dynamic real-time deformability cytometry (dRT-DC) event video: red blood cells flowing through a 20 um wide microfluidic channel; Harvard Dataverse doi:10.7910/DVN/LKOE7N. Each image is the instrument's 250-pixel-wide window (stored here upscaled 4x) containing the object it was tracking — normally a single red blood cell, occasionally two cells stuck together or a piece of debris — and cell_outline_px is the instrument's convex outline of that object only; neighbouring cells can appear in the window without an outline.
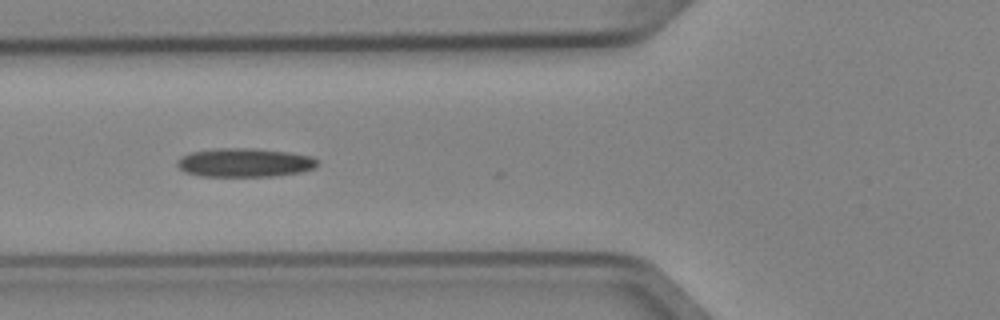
{"species": "Egyptian fruit bat (a non-hibernating species)", "species_latin": "Rousettus aegyptiacus", "temperature_condition": "cold", "stored_images_in_passage": 8, "camera_frame_rate_fps": 3000, "um_per_image_px": 0.085, "animal": {"sex": "female"}, "frame": {"image": 1, "passage_image": 5, "time_ms": 1.333, "image_size_px": [1000, 320], "cell_outline_px": [[316, 164], [312, 168], [300, 172], [272, 176], [200, 176], [184, 172], [176, 164], [176, 160], [180, 156], [188, 152], [216, 148], [256, 148], [288, 152], [312, 156], [316, 160]], "centroid_in_image_um": [20.71, 13.81], "position_along_channel_um": 105.1, "area_um2": 23.58}}
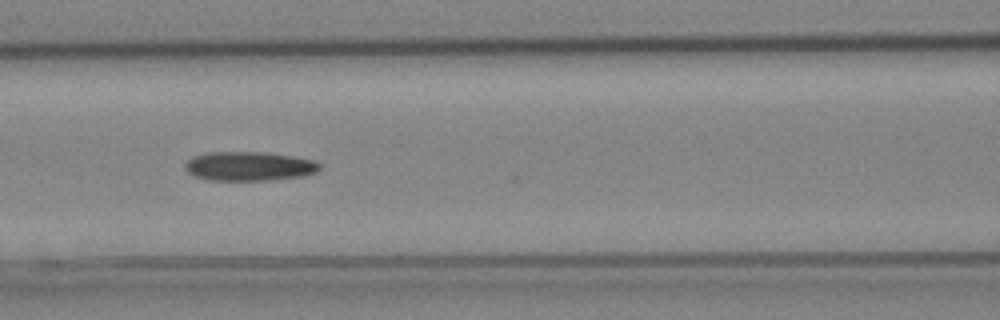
{"frame": {"image": 2, "passage_image": 6, "time_ms": 1.667, "image_size_px": [1000, 320], "cell_outline_px": [[320, 168], [316, 172], [304, 176], [268, 180], [208, 180], [192, 176], [184, 168], [184, 164], [192, 156], [208, 152], [264, 152], [292, 156], [316, 160], [320, 164]], "centroid_in_image_um": [21.15, 14.13], "position_along_channel_um": 145.4, "area_um2": 23.06}}